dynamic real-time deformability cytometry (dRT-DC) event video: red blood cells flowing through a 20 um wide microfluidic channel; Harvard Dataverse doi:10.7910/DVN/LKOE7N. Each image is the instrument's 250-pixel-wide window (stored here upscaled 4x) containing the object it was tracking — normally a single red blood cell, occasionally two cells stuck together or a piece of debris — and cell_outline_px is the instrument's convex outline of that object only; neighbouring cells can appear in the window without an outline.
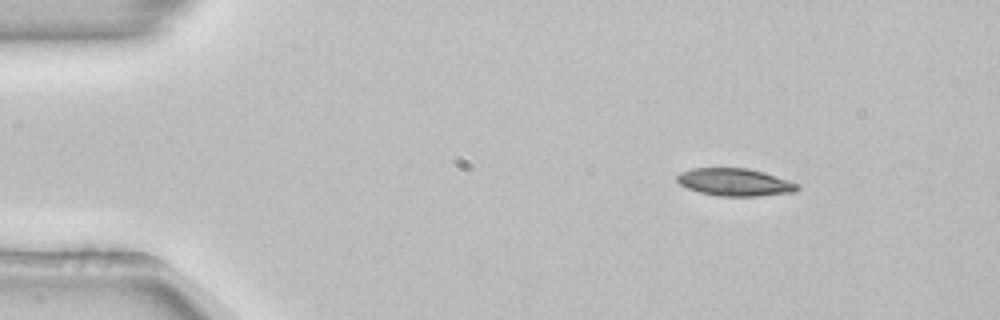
{"species": "common noctule bat (a hibernating species)", "species_latin": "Nyctalus noctula", "temperature_condition": "room temperature", "stored_images_in_passage": 47, "camera_frame_rate_fps": 3000, "um_per_image_px": 0.085, "animal": {"sex": "female", "body_mass_g": 22.7, "forearm_length_mm": 54.2}, "frame": {"image": 1, "passage_image": 1, "time_ms": 0.0, "image_size_px": [1000, 320], "cell_outline_px": [[800, 188], [796, 192], [756, 196], [716, 196], [700, 192], [688, 188], [680, 184], [676, 180], [676, 176], [680, 172], [692, 168], [748, 168], [764, 172], [800, 184]], "centroid_in_image_um": [62.47, 15.48], "position_along_channel_um": 22.5, "area_um2": 19.42}}
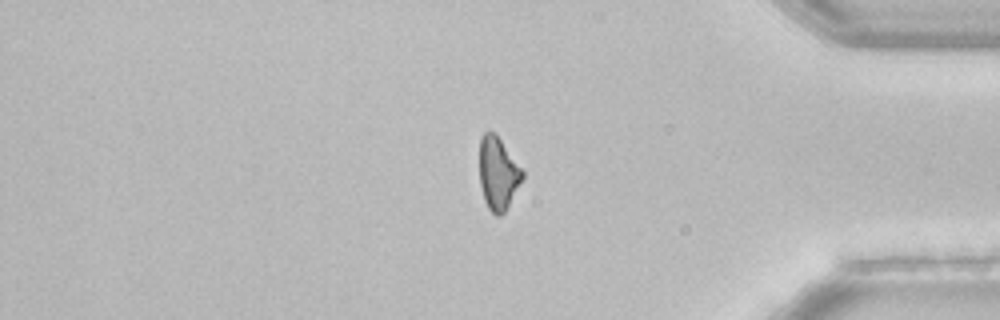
{"frame": {"image": 2, "passage_image": 38, "time_ms": 12.333, "image_size_px": [1000, 320], "cell_outline_px": [[524, 176], [504, 212], [500, 216], [496, 216], [488, 208], [484, 200], [480, 184], [480, 136], [484, 132], [492, 132], [500, 140], [524, 172]], "centroid_in_image_um": [42.31, 14.76], "position_along_channel_um": 392.9, "area_um2": 17.74}}
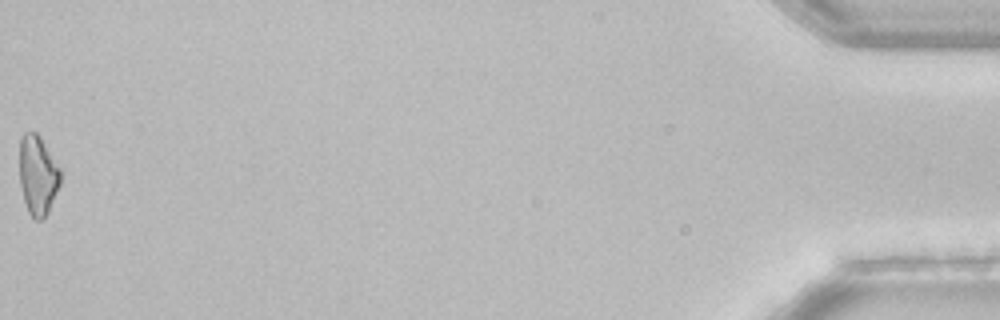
{"frame": {"image": 3, "passage_image": 47, "time_ms": 15.333, "image_size_px": [1000, 320], "cell_outline_px": [[60, 184], [48, 212], [40, 220], [36, 220], [28, 212], [24, 200], [20, 184], [20, 136], [24, 132], [36, 132], [40, 136], [60, 168]], "centroid_in_image_um": [3.21, 14.87], "position_along_channel_um": 432.0, "area_um2": 18.84}, "authors_computed_cell_mechanics": {"area_um2": 19.5364, "velocity_mm_per_s": 3.8867, "shape_relaxation_time_tau1_ms": 4.3068, "shape_relaxation_time_tau2_ms": null, "deformation_change_tau1": 0.1399, "deformation_change_tau2": null}}